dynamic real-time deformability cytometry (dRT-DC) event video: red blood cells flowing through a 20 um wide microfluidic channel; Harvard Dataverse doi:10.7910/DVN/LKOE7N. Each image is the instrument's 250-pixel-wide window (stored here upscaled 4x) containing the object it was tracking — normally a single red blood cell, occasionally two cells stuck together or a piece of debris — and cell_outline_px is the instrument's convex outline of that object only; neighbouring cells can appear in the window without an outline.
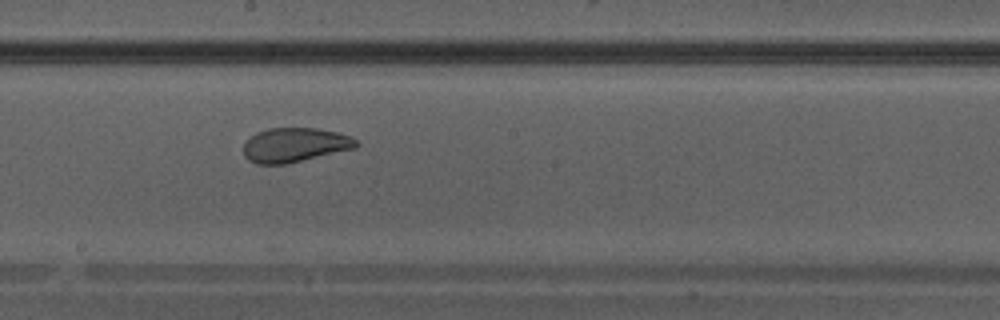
{"species": "Egyptian fruit bat (a non-hibernating species)", "species_latin": "Rousettus aegyptiacus", "temperature_condition": "warm", "stored_images_in_passage": 40, "camera_frame_rate_fps": 3000, "um_per_image_px": 0.085, "animal": {"sex": "male"}, "frame": {"image": 1, "passage_image": 23, "time_ms": 7.333, "image_size_px": [1000, 320], "cell_outline_px": [[360, 144], [356, 148], [284, 164], [256, 164], [248, 160], [244, 156], [244, 144], [256, 132], [268, 128], [316, 128], [336, 132], [352, 136]], "centroid_in_image_um": [25.06, 12.32], "position_along_channel_um": 223.1, "area_um2": 22.48}}